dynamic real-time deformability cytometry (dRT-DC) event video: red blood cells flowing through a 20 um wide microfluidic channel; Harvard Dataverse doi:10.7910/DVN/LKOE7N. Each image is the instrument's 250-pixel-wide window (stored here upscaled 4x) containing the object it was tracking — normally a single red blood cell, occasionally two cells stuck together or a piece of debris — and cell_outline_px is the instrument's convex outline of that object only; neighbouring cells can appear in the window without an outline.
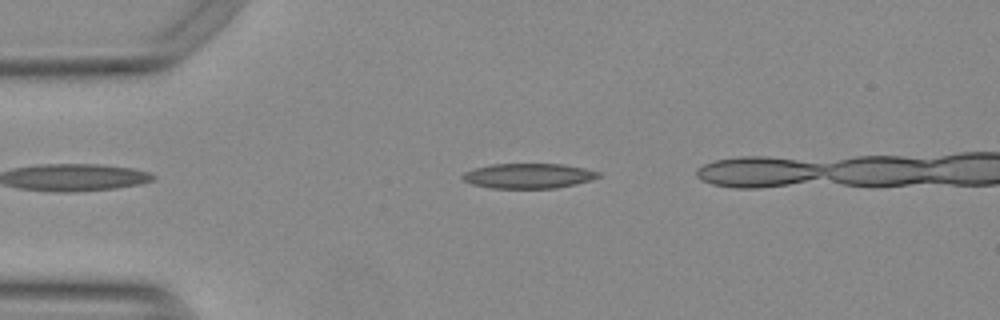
{"species": "Egyptian fruit bat (a non-hibernating species)", "species_latin": "Rousettus aegyptiacus", "temperature_condition": "warm", "stored_images_in_passage": 35, "camera_frame_rate_fps": 3000, "um_per_image_px": 0.085, "animal": {"sex": "female"}, "frame": {"image": 1, "passage_image": 1, "time_ms": 0.0, "image_size_px": [1000, 320], "cell_outline_px": [[600, 176], [592, 180], [576, 184], [556, 188], [492, 188], [472, 184], [464, 180], [460, 176], [464, 172], [476, 168], [492, 164], [560, 164], [584, 168], [600, 172]], "centroid_in_image_um": [44.93, 14.95], "position_along_channel_um": 40.1, "area_um2": 19.71}}
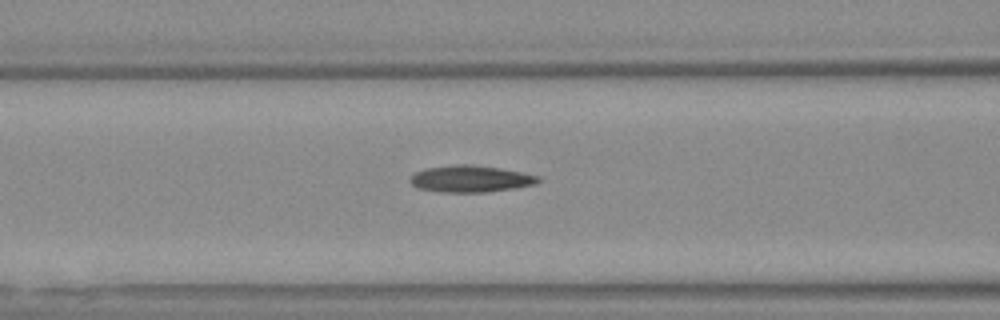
{"frame": {"image": 2, "passage_image": 10, "time_ms": 3.0, "image_size_px": [1000, 320], "cell_outline_px": [[540, 180], [536, 184], [512, 188], [484, 192], [440, 192], [420, 188], [412, 184], [408, 180], [416, 172], [428, 168], [456, 164], [472, 164], [500, 168], [540, 176]], "centroid_in_image_um": [40.0, 15.19], "position_along_channel_um": 126.6, "area_um2": 19.71}}
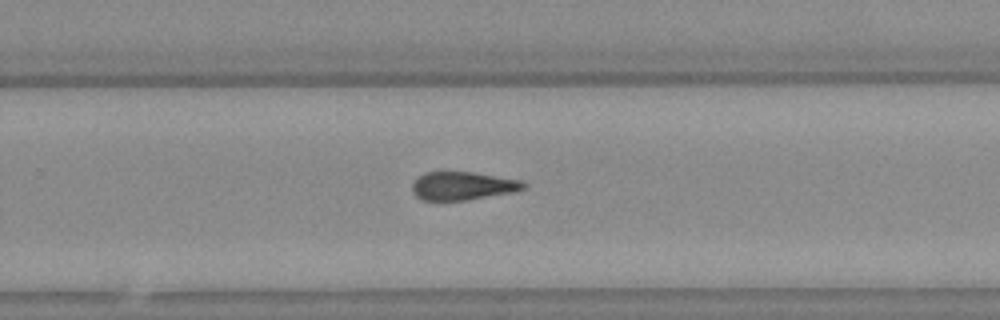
{"frame": {"image": 3, "passage_image": 23, "time_ms": 7.333, "image_size_px": [1000, 320], "cell_outline_px": [[524, 188], [512, 192], [464, 200], [420, 200], [416, 196], [412, 188], [412, 184], [424, 172], [444, 168], [472, 172], [520, 180], [524, 184]], "centroid_in_image_um": [39.23, 15.75], "position_along_channel_um": 290.6, "area_um2": 18.61}, "authors_computed_cell_mechanics": {"area_um2": 19.1896, "velocity_mm_per_s": 3.7912, "shape_relaxation_time_tau1_ms": null, "shape_relaxation_time_tau2_ms": 6.6435, "deformation_change_tau1": null, "deformation_change_tau2": 0.1948}}